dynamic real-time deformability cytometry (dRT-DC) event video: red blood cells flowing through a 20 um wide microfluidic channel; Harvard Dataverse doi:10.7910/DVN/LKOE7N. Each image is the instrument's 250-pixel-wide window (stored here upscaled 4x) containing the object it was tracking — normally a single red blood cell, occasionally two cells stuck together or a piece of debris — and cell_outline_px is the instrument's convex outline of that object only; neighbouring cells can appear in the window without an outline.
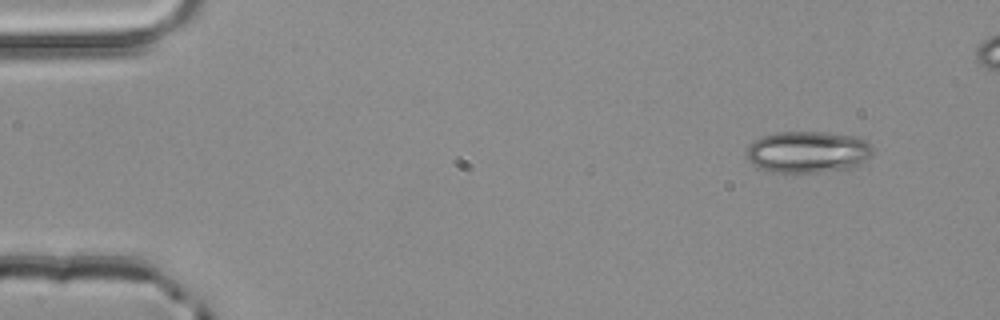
{"species": "common noctule bat (a hibernating species)", "species_latin": "Nyctalus noctula", "temperature_condition": "room temperature", "stored_images_in_passage": 4, "camera_frame_rate_fps": 3000, "um_per_image_px": 0.085, "animal": {"sex": "male", "body_mass_g": 20.4}, "frame": {"image": 1, "passage_image": 1, "time_ms": 0.0, "image_size_px": [1000, 320], "cell_outline_px": [[872, 156], [856, 168], [816, 172], [772, 172], [760, 168], [752, 164], [744, 156], [744, 152], [748, 144], [752, 140], [776, 132], [824, 132], [856, 136], [868, 140], [872, 144]], "centroid_in_image_um": [68.67, 12.91], "position_along_channel_um": 16.3, "area_um2": 31.33}}